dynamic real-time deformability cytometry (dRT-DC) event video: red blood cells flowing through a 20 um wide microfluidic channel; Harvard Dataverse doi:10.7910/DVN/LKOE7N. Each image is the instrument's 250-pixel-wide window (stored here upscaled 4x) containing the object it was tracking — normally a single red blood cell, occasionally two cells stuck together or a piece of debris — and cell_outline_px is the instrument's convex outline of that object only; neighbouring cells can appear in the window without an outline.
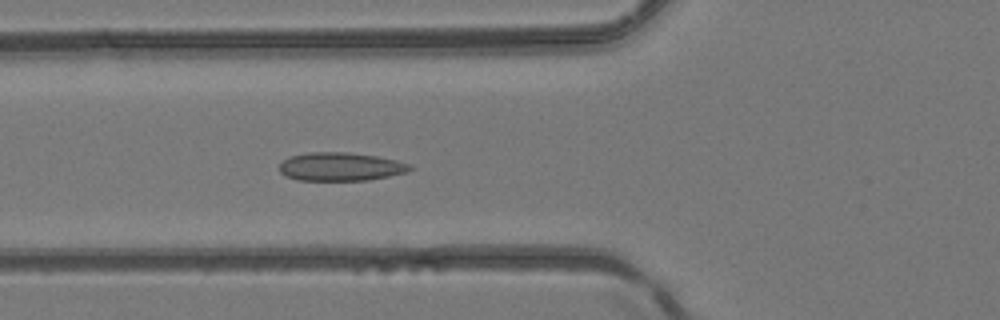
{"species": "common noctule bat (a hibernating species)", "species_latin": "Nyctalus noctula", "temperature_condition": "room temperature", "stored_images_in_passage": 43, "camera_frame_rate_fps": 3000, "um_per_image_px": 0.085, "animal": {"sex": "female", "body_mass_g": 24.6, "forearm_length_mm": 56.2}, "frame": {"image": 1, "passage_image": 18, "time_ms": 5.667, "image_size_px": [1000, 320], "cell_outline_px": [[416, 168], [408, 172], [368, 180], [296, 180], [284, 176], [280, 172], [280, 164], [288, 156], [308, 152], [348, 152], [376, 156], [396, 160], [412, 164]], "centroid_in_image_um": [28.97, 14.16], "position_along_channel_um": 96.8, "area_um2": 21.85}}
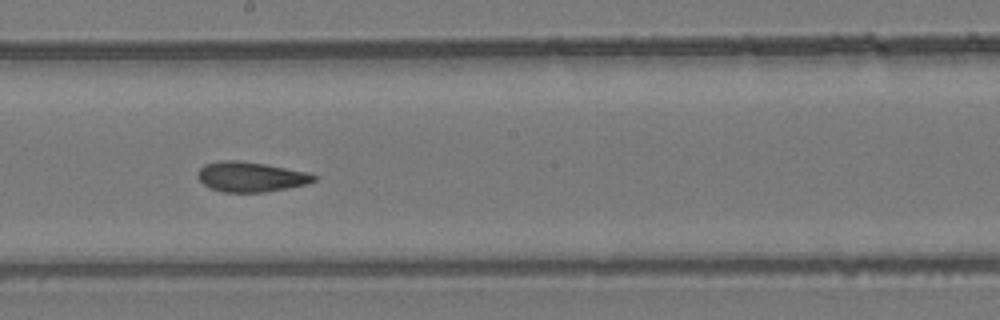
{"frame": {"image": 2, "passage_image": 27, "time_ms": 8.667, "image_size_px": [1000, 320], "cell_outline_px": [[316, 180], [304, 184], [288, 188], [264, 192], [224, 192], [212, 188], [204, 184], [196, 176], [196, 172], [204, 164], [220, 160], [236, 160], [264, 164], [308, 172], [316, 176]], "centroid_in_image_um": [21.28, 15.02], "position_along_channel_um": 226.9, "area_um2": 20.17}}
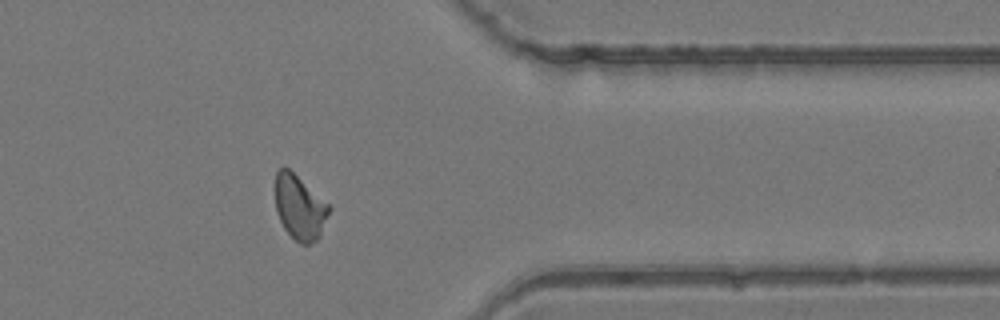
{"frame": {"image": 3, "passage_image": 39, "time_ms": 12.667, "image_size_px": [1000, 320], "cell_outline_px": [[332, 208], [320, 236], [316, 240], [308, 244], [300, 244], [284, 228], [276, 212], [272, 188], [276, 172], [280, 168], [288, 168], [328, 204]], "centroid_in_image_um": [25.42, 17.61], "position_along_channel_um": 386.0, "area_um2": 20.46}}